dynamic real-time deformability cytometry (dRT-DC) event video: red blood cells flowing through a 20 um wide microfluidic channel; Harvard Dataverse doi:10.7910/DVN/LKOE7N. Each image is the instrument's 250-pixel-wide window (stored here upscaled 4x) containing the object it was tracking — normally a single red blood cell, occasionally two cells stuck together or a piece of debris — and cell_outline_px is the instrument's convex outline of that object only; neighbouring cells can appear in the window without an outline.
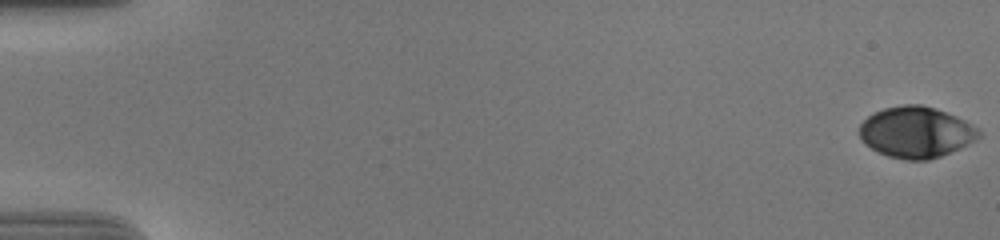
{"species": "human", "species_latin": "Homo sapiens", "temperature_condition": "cold", "stored_images_in_passage": 57, "camera_frame_rate_fps": 3000, "um_per_image_px": 0.085, "donor": {"sex": "male"}, "frame": {"image": 1, "passage_image": 1, "time_ms": 0.0, "image_size_px": [1000, 240], "cell_outline_px": [[980, 136], [976, 140], [960, 148], [940, 156], [928, 160], [908, 160], [888, 156], [876, 152], [864, 144], [860, 140], [860, 124], [872, 112], [884, 108], [904, 104], [920, 104], [936, 108], [956, 116], [980, 128]], "centroid_in_image_um": [77.85, 11.23], "position_along_channel_um": 7.1, "area_um2": 35.84}}
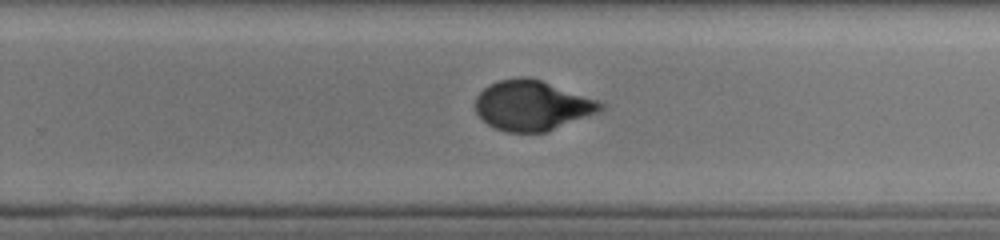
{"frame": {"image": 2, "passage_image": 38, "time_ms": 12.333, "image_size_px": [1000, 240], "cell_outline_px": [[604, 108], [600, 112], [548, 132], [508, 132], [496, 128], [488, 124], [476, 112], [476, 96], [488, 84], [500, 80], [520, 76], [528, 76], [600, 100], [604, 104]], "centroid_in_image_um": [45.27, 8.96], "position_along_channel_um": 284.5, "area_um2": 36.65}}
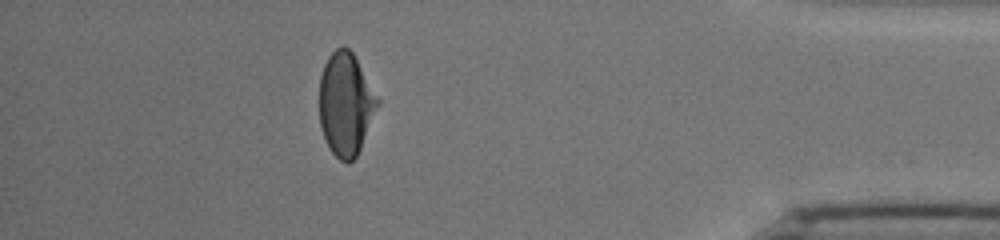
{"frame": {"image": 3, "passage_image": 51, "time_ms": 16.667, "image_size_px": [1000, 240], "cell_outline_px": [[380, 104], [360, 148], [356, 156], [348, 164], [340, 160], [328, 148], [324, 140], [320, 128], [320, 76], [324, 64], [328, 56], [336, 48], [348, 48], [352, 52], [380, 100]], "centroid_in_image_um": [29.38, 8.87], "position_along_channel_um": 405.8, "area_um2": 34.85}, "authors_computed_cell_mechanics": {"area_um2": 36.2984, "velocity_mm_per_s": 3.7192, "shape_relaxation_time_tau1_ms": 4.6543, "shape_relaxation_time_tau2_ms": null, "deformation_change_tau1": 0.1709, "deformation_change_tau2": null}}